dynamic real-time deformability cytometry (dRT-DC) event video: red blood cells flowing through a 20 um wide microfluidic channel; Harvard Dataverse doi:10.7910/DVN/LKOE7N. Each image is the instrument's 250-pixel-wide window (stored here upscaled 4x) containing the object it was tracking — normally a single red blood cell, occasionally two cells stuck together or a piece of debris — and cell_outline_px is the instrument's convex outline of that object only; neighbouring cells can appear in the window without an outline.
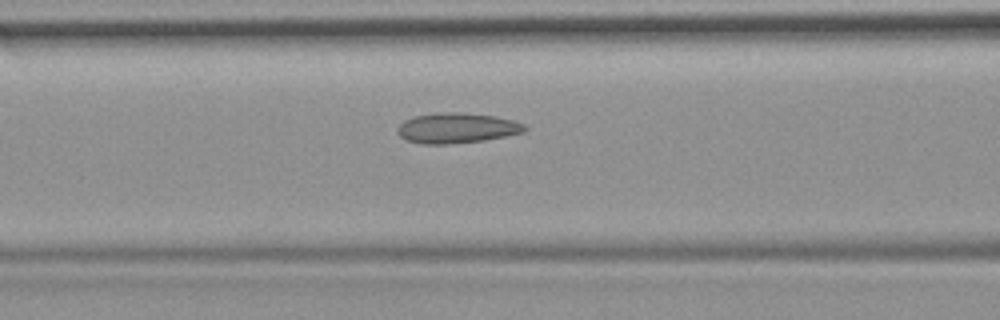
{"species": "common noctule bat (a hibernating species)", "species_latin": "Nyctalus noctula", "temperature_condition": "room temperature", "stored_images_in_passage": 17, "camera_frame_rate_fps": 3000, "um_per_image_px": 0.085, "animal": {"sex": "female", "body_mass_g": 19.9}, "frame": {"image": 1, "passage_image": 15, "time_ms": 4.667, "image_size_px": [1000, 320], "cell_outline_px": [[528, 128], [524, 132], [484, 140], [448, 144], [420, 144], [404, 140], [396, 132], [396, 128], [404, 120], [416, 116], [436, 112], [460, 112], [496, 116], [512, 120], [524, 124]], "centroid_in_image_um": [38.79, 10.88], "position_along_channel_um": 127.8, "area_um2": 22.6}}